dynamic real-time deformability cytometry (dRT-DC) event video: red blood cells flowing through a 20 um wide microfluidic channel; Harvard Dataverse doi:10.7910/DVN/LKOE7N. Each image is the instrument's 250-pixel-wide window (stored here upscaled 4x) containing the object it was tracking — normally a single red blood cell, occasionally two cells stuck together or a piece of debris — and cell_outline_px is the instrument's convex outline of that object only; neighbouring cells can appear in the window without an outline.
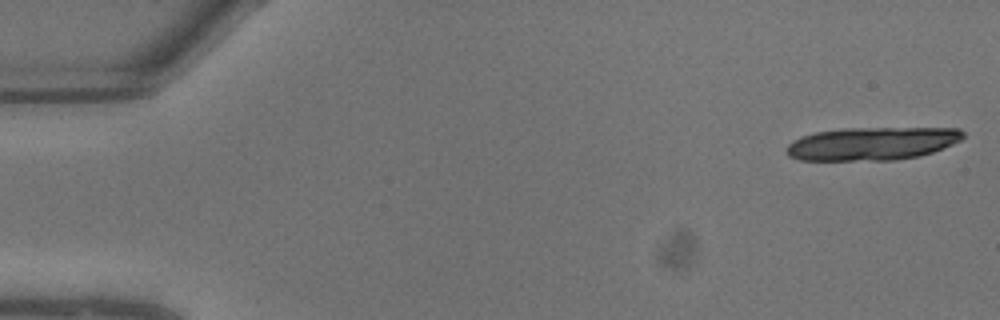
{"species": "common noctule bat (a hibernating species)", "species_latin": "Nyctalus noctula", "temperature_condition": "warm", "stored_images_in_passage": 10, "segment_of_instrument_passage": [1, 2], "camera_frame_rate_fps": 3000, "um_per_image_px": 0.085, "animal": {"sex": "male", "body_mass_g": 13.3}, "frame": {"image": 1, "passage_image": 1, "time_ms": 0.0, "image_size_px": [1000, 320], "cell_outline_px": [[964, 136], [960, 140], [952, 144], [932, 152], [920, 156], [892, 160], [800, 160], [788, 156], [788, 144], [792, 140], [800, 136], [816, 132], [844, 128], [960, 128], [964, 132]], "centroid_in_image_um": [74.12, 12.2], "position_along_channel_um": 10.9, "area_um2": 34.04}}